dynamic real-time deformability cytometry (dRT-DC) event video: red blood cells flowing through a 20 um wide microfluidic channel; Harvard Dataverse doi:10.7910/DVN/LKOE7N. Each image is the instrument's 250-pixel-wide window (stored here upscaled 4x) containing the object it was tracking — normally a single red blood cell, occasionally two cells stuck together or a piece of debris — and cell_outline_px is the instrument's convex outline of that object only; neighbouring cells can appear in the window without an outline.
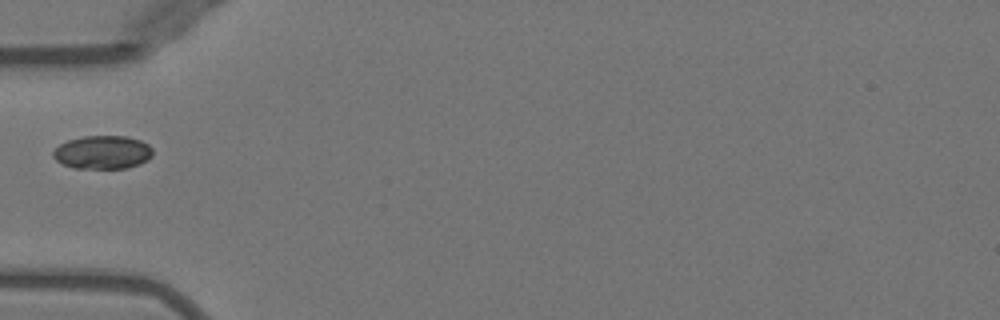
{"species": "Egyptian fruit bat (a non-hibernating species)", "species_latin": "Rousettus aegyptiacus", "temperature_condition": "warm", "stored_images_in_passage": 35, "camera_frame_rate_fps": 3000, "um_per_image_px": 0.085, "animal": {"sex": "female"}, "frame": {"image": 1, "passage_image": 1, "time_ms": 0.0, "image_size_px": [1000, 320], "cell_outline_px": [[152, 156], [148, 160], [140, 164], [128, 168], [76, 168], [64, 164], [56, 160], [52, 156], [52, 152], [60, 144], [68, 140], [84, 136], [128, 136], [140, 140], [148, 144], [152, 148]], "centroid_in_image_um": [8.75, 12.94], "position_along_channel_um": 76.3, "area_um2": 19.42}}
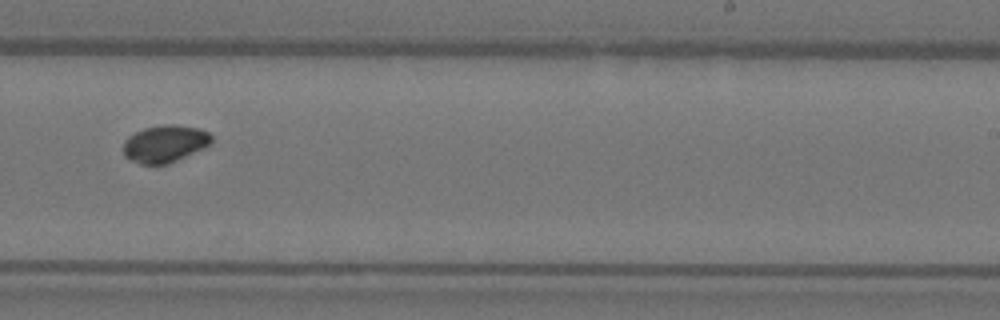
{"frame": {"image": 2, "passage_image": 16, "time_ms": 5.0, "image_size_px": [1000, 320], "cell_outline_px": [[212, 144], [204, 148], [168, 164], [140, 164], [128, 160], [124, 156], [124, 140], [128, 136], [144, 128], [164, 124], [176, 124], [200, 128], [208, 132], [212, 136]], "centroid_in_image_um": [14.02, 12.21], "position_along_channel_um": 275.0, "area_um2": 19.36}}
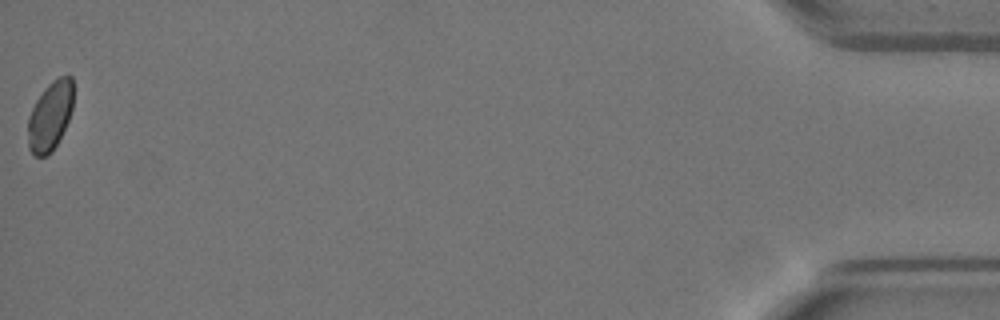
{"frame": {"image": 3, "passage_image": 35, "time_ms": 11.333, "image_size_px": [1000, 320], "cell_outline_px": [[72, 108], [68, 120], [52, 152], [48, 156], [36, 156], [28, 148], [28, 116], [36, 100], [44, 88], [52, 80], [60, 76], [72, 76]], "centroid_in_image_um": [4.24, 9.85], "position_along_channel_um": 431.0, "area_um2": 18.15}}